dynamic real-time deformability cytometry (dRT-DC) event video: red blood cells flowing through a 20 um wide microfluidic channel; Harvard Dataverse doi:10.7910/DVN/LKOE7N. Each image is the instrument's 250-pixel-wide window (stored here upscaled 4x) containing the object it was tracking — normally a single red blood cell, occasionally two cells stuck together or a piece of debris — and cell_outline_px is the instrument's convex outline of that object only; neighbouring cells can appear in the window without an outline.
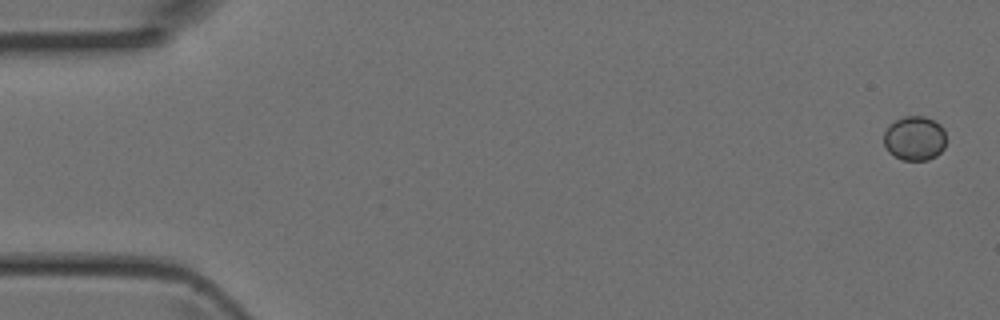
{"species": "Egyptian fruit bat (a non-hibernating species)", "species_latin": "Rousettus aegyptiacus", "temperature_condition": "room temperature", "stored_images_in_passage": 4, "camera_frame_rate_fps": 3000, "um_per_image_px": 0.085, "animal": {"sex": "female"}, "frame": {"image": 1, "passage_image": 1, "time_ms": 0.0, "image_size_px": [1000, 320], "cell_outline_px": [[944, 148], [936, 156], [928, 160], [900, 160], [892, 156], [888, 152], [884, 144], [884, 132], [888, 124], [904, 116], [924, 116], [940, 124], [944, 128]], "centroid_in_image_um": [77.71, 11.76], "position_along_channel_um": 7.3, "area_um2": 16.3}}
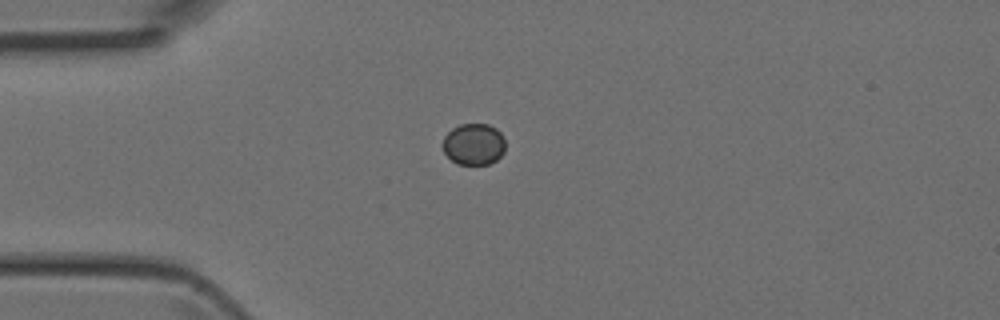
{"frame": {"image": 2, "passage_image": 4, "time_ms": 1.0, "image_size_px": [1000, 320], "cell_outline_px": [[504, 152], [496, 160], [488, 164], [456, 164], [444, 152], [440, 144], [444, 136], [452, 128], [460, 124], [488, 124], [496, 128], [500, 132], [504, 140]], "centroid_in_image_um": [40.23, 12.25], "position_along_channel_um": 44.8, "area_um2": 15.26}}